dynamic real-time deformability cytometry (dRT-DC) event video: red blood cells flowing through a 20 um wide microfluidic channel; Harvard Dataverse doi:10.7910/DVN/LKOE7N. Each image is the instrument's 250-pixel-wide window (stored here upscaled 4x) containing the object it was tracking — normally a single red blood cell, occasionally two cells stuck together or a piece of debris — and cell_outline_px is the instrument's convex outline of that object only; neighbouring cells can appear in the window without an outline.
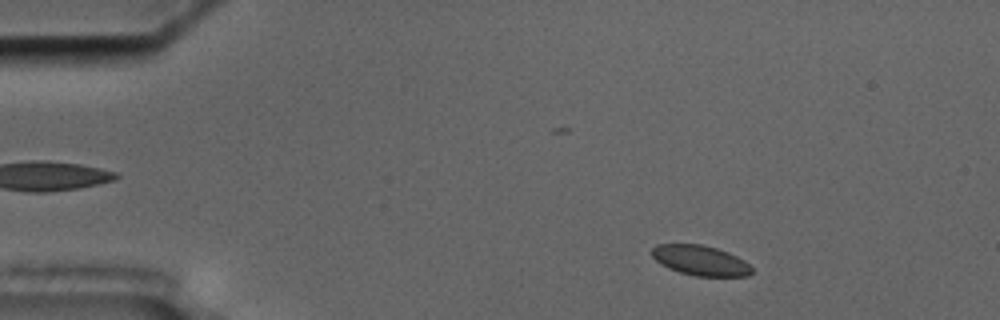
{"species": "common noctule bat (a hibernating species)", "species_latin": "Nyctalus noctula", "temperature_condition": "cold", "stored_images_in_passage": 54, "camera_frame_rate_fps": 3000, "um_per_image_px": 0.085, "animal": {"sex": "male", "body_mass_g": 17.5, "forearm_length_mm": 52.3}, "frame": {"image": 1, "passage_image": 5, "time_ms": 1.333, "image_size_px": [1000, 320], "cell_outline_px": [[752, 272], [748, 276], [696, 276], [680, 272], [668, 268], [656, 260], [652, 256], [652, 248], [656, 244], [700, 244], [716, 248], [728, 252], [744, 260], [752, 268]], "centroid_in_image_um": [59.53, 22.13], "position_along_channel_um": 25.5, "area_um2": 17.4}}
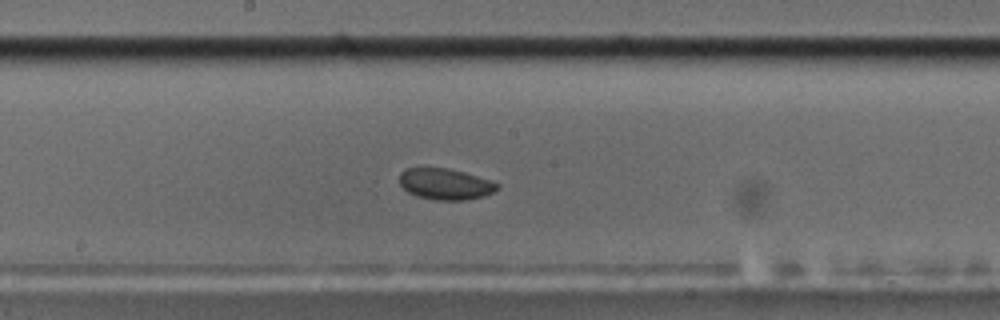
{"frame": {"image": 2, "passage_image": 27, "time_ms": 8.667, "image_size_px": [1000, 320], "cell_outline_px": [[500, 188], [484, 196], [464, 200], [436, 200], [416, 196], [408, 192], [400, 184], [400, 172], [404, 168], [448, 168], [464, 172], [492, 180], [500, 184]], "centroid_in_image_um": [37.87, 15.64], "position_along_channel_um": 210.3, "area_um2": 17.86}}
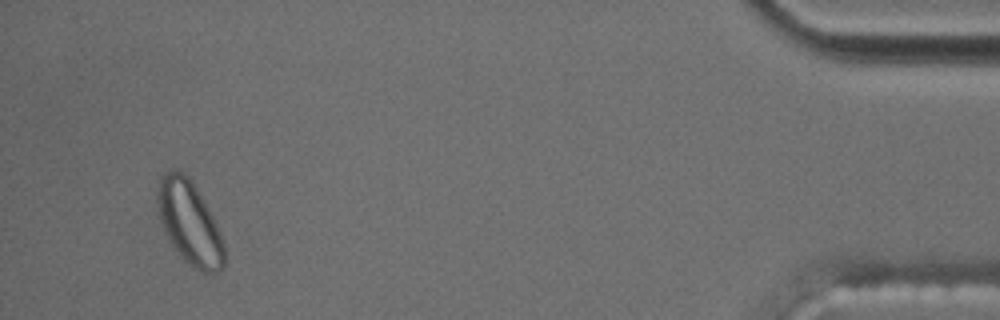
{"frame": {"image": 3, "passage_image": 51, "time_ms": 16.667, "image_size_px": [1000, 320], "cell_outline_px": [[224, 268], [216, 272], [204, 272], [196, 268], [184, 260], [180, 256], [172, 244], [160, 220], [156, 196], [156, 192], [160, 176], [164, 172], [172, 168], [176, 168], [184, 172], [192, 180], [212, 216], [216, 224], [224, 244]], "centroid_in_image_um": [16.08, 18.87], "position_along_channel_um": 419.1, "area_um2": 32.19}, "authors_computed_cell_mechanics": {"area_um2": 18.3804, "velocity_mm_per_s": 3.5026, "shape_relaxation_time_tau1_ms": 2.4614, "shape_relaxation_time_tau2_ms": 4.5177, "deformation_change_tau1": 0.0328, "deformation_change_tau2": 0.0798}}